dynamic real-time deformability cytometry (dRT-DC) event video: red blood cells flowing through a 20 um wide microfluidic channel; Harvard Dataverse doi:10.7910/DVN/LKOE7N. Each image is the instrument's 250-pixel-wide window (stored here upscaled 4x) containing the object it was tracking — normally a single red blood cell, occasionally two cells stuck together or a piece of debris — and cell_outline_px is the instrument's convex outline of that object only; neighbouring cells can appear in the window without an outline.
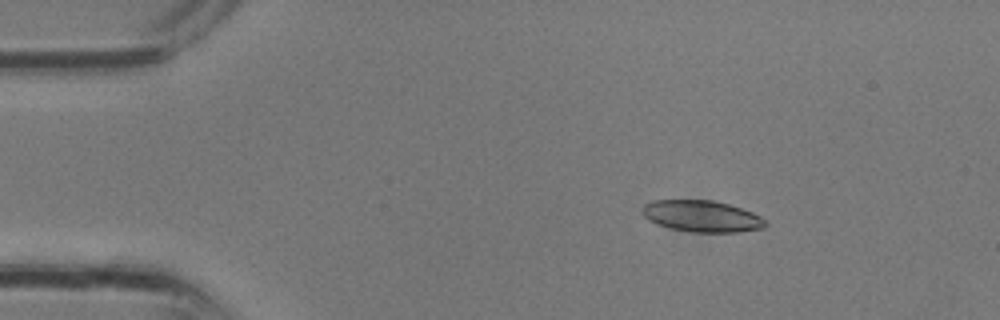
{"species": "common noctule bat (a hibernating species)", "species_latin": "Nyctalus noctula", "temperature_condition": "room temperature", "stored_images_in_passage": 4, "camera_frame_rate_fps": 3000, "um_per_image_px": 0.085, "animal": {"sex": "male", "body_mass_g": 13.3}, "frame": {"image": 1, "passage_image": 2, "time_ms": 0.333, "image_size_px": [1000, 320], "cell_outline_px": [[768, 224], [764, 228], [740, 232], [692, 232], [672, 228], [656, 224], [648, 220], [640, 212], [640, 208], [644, 204], [652, 200], [712, 200], [728, 204], [752, 212], [760, 216]], "centroid_in_image_um": [59.62, 18.37], "position_along_channel_um": 25.4, "area_um2": 22.72}}